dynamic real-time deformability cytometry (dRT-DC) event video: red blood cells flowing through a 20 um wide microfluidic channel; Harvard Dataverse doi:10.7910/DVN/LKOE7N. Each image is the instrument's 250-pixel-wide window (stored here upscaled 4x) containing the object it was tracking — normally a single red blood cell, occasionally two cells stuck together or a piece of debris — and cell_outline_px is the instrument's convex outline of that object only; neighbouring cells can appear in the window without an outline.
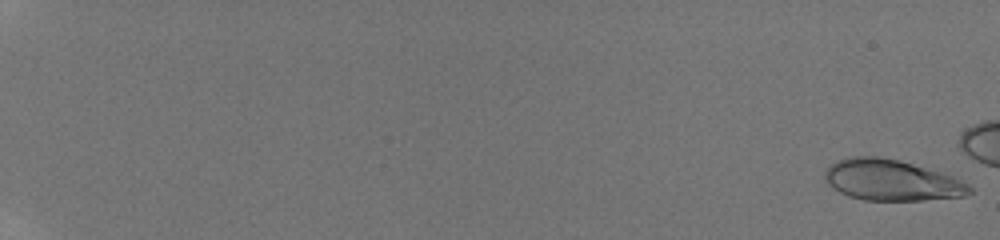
{"species": "human", "species_latin": "Homo sapiens", "temperature_condition": "room temperature", "stored_images_in_passage": 12, "camera_frame_rate_fps": 3000, "um_per_image_px": 0.085, "donor": {"sex": "male"}, "frame": {"image": 1, "passage_image": 1, "time_ms": 0.0, "image_size_px": [1000, 240], "cell_outline_px": [[972, 192], [964, 196], [924, 200], [864, 200], [848, 196], [832, 188], [824, 180], [824, 172], [836, 160], [848, 156], [880, 156], [900, 160], [940, 172], [952, 176], [968, 184], [972, 188]], "centroid_in_image_um": [75.74, 15.31], "position_along_channel_um": 9.3, "area_um2": 34.62}}